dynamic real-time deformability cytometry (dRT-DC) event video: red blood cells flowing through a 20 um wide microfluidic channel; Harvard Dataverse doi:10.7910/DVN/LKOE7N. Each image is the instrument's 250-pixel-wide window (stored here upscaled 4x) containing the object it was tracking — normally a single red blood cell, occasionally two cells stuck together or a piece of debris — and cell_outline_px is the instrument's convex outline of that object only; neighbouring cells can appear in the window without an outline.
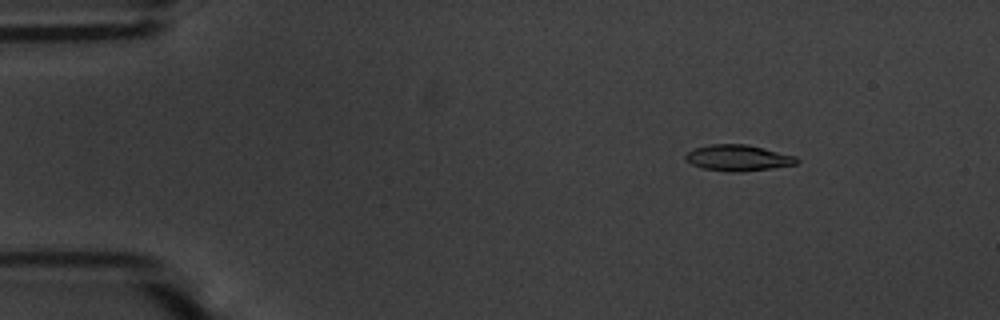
{"species": "common noctule bat (a hibernating species)", "species_latin": "Nyctalus noctula", "temperature_condition": "warm", "stored_images_in_passage": 54, "camera_frame_rate_fps": 3000, "um_per_image_px": 0.085, "animal": {"sex": "male", "body_mass_g": 20.1, "forearm_length_mm": 53.5}, "frame": {"image": 1, "passage_image": 7, "time_ms": 2.0, "image_size_px": [1000, 320], "cell_outline_px": [[800, 160], [796, 164], [772, 168], [740, 172], [728, 172], [704, 168], [692, 164], [684, 156], [688, 152], [696, 148], [712, 144], [748, 144], [796, 156]], "centroid_in_image_um": [62.78, 13.42], "position_along_channel_um": 22.2, "area_um2": 16.76}}
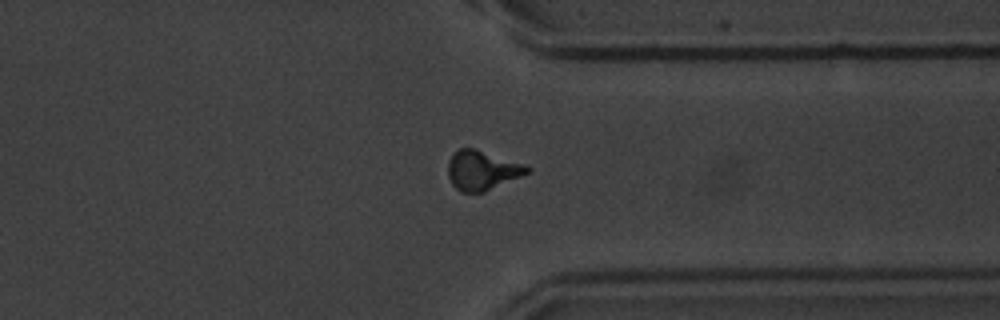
{"frame": {"image": 2, "passage_image": 42, "time_ms": 13.667, "image_size_px": [1000, 320], "cell_outline_px": [[532, 168], [528, 172], [520, 176], [484, 192], [460, 192], [452, 184], [448, 176], [448, 160], [460, 148], [476, 148], [524, 164]], "centroid_in_image_um": [40.96, 14.47], "position_along_channel_um": 370.4, "area_um2": 18.03}}
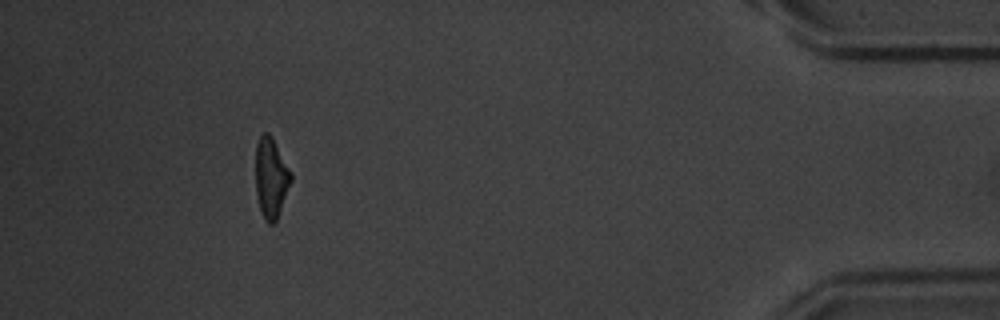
{"frame": {"image": 3, "passage_image": 50, "time_ms": 16.333, "image_size_px": [1000, 320], "cell_outline_px": [[292, 180], [276, 220], [272, 224], [268, 224], [264, 220], [256, 196], [256, 144], [260, 136], [264, 132], [268, 132], [272, 136], [292, 172]], "centroid_in_image_um": [23.04, 15.09], "position_along_channel_um": 412.2, "area_um2": 16.59}, "authors_computed_cell_mechanics": {"area_um2": 16.9643, "velocity_mm_per_s": 3.6925, "shape_relaxation_time_tau1_ms": 3.3284, "shape_relaxation_time_tau2_ms": 2.3741, "deformation_change_tau1": 0.1768, "deformation_change_tau2": 0.1048}}